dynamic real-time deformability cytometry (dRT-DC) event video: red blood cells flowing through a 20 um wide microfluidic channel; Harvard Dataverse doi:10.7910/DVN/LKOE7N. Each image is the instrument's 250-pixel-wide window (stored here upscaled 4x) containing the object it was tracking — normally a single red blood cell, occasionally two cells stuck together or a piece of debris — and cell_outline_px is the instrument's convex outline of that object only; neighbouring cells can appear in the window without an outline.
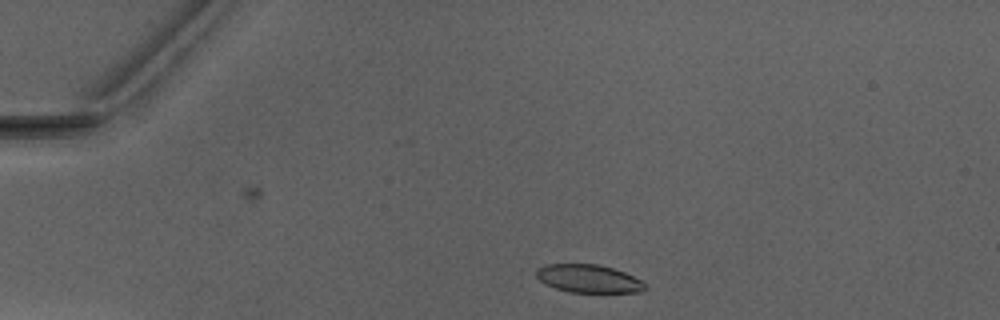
{"species": "Egyptian fruit bat (a non-hibernating species)", "species_latin": "Rousettus aegyptiacus", "temperature_condition": "warm", "stored_images_in_passage": 38, "camera_frame_rate_fps": 3000, "um_per_image_px": 0.085, "animal": {"sex": "male"}, "frame": {"image": 1, "passage_image": 1, "time_ms": 0.0, "image_size_px": [1000, 320], "cell_outline_px": [[648, 288], [640, 292], [568, 292], [556, 288], [540, 280], [536, 276], [536, 268], [544, 264], [596, 264], [612, 268], [624, 272], [648, 284]], "centroid_in_image_um": [50.04, 23.68], "position_along_channel_um": 35.0, "area_um2": 17.74}}
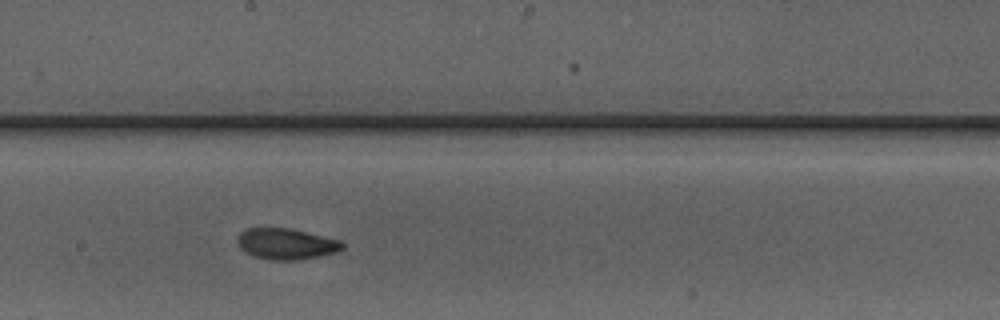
{"frame": {"image": 2, "passage_image": 19, "time_ms": 6.0, "image_size_px": [1000, 320], "cell_outline_px": [[344, 248], [336, 252], [300, 260], [272, 260], [252, 256], [244, 252], [240, 248], [236, 240], [240, 232], [248, 228], [288, 228], [340, 240], [344, 244]], "centroid_in_image_um": [24.29, 20.74], "position_along_channel_um": 223.9, "area_um2": 18.96}}
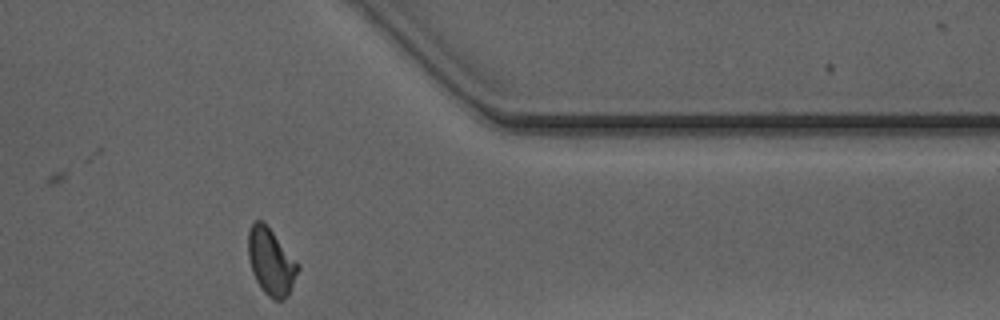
{"frame": {"image": 3, "passage_image": 32, "time_ms": 10.333, "image_size_px": [1000, 320], "cell_outline_px": [[300, 268], [288, 296], [284, 300], [272, 300], [264, 292], [256, 280], [252, 272], [248, 256], [248, 228], [256, 220], [260, 220], [272, 232], [300, 264]], "centroid_in_image_um": [23.04, 22.28], "position_along_channel_um": 388.4, "area_um2": 19.25}, "authors_computed_cell_mechanics": {"area_um2": 19.1896, "velocity_mm_per_s": 4.086, "shape_relaxation_time_tau1_ms": 3.6053, "shape_relaxation_time_tau2_ms": 1.702, "deformation_change_tau1": 0.1439, "deformation_change_tau2": 0.0725}}